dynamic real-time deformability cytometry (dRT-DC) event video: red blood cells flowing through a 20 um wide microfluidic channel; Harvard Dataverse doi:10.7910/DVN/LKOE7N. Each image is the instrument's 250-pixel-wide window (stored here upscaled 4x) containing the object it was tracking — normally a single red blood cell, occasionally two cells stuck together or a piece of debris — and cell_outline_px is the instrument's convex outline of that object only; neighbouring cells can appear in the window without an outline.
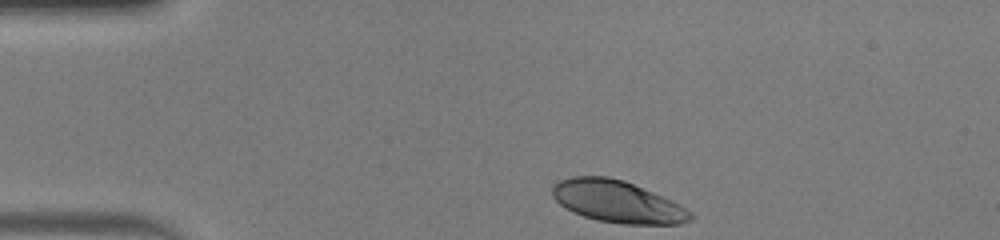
{"species": "human", "species_latin": "Homo sapiens", "temperature_condition": "warm", "stored_images_in_passage": 34, "camera_frame_rate_fps": 3000, "um_per_image_px": 0.085, "donor": {"sex": "male"}, "frame": {"image": 1, "passage_image": 1, "time_ms": 0.0, "image_size_px": [1000, 240], "cell_outline_px": [[696, 216], [692, 220], [680, 224], [624, 224], [596, 220], [572, 212], [560, 204], [552, 196], [552, 184], [560, 180], [572, 176], [608, 176], [624, 180], [672, 200], [680, 204], [692, 212]], "centroid_in_image_um": [52.49, 17.14], "position_along_channel_um": 32.5, "area_um2": 34.04}}
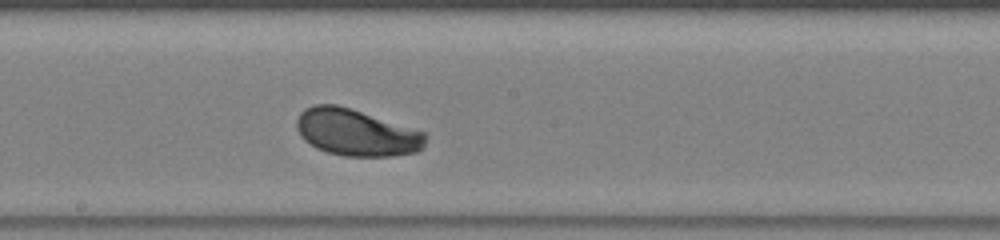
{"frame": {"image": 2, "passage_image": 19, "time_ms": 6.0, "image_size_px": [1000, 240], "cell_outline_px": [[424, 144], [416, 152], [392, 156], [344, 156], [328, 152], [316, 148], [304, 140], [300, 136], [296, 128], [296, 120], [300, 112], [304, 108], [316, 104], [336, 104], [424, 132]], "centroid_in_image_um": [30.21, 11.27], "position_along_channel_um": 218.0, "area_um2": 34.68}}
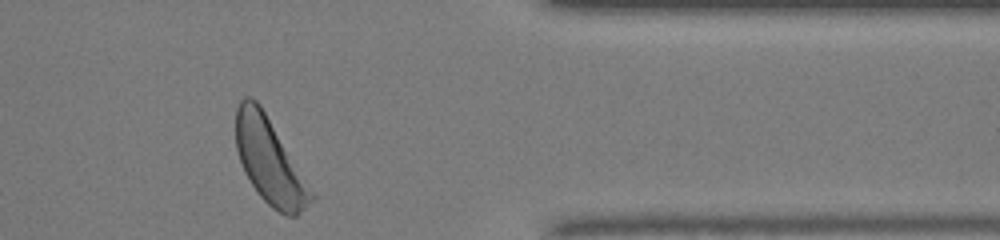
{"frame": {"image": 3, "passage_image": 33, "time_ms": 10.667, "image_size_px": [1000, 240], "cell_outline_px": [[316, 200], [296, 216], [284, 216], [272, 208], [260, 196], [244, 172], [236, 148], [236, 108], [240, 100], [244, 96], [252, 96], [260, 104], [316, 196]], "centroid_in_image_um": [22.92, 13.71], "position_along_channel_um": 388.5, "area_um2": 37.34}, "authors_computed_cell_mechanics": {"area_um2": 35.3447, "velocity_mm_per_s": 4.032, "shape_relaxation_time_tau1_ms": 2.1659, "shape_relaxation_time_tau2_ms": null, "deformation_change_tau1": 0.1385, "deformation_change_tau2": null}}